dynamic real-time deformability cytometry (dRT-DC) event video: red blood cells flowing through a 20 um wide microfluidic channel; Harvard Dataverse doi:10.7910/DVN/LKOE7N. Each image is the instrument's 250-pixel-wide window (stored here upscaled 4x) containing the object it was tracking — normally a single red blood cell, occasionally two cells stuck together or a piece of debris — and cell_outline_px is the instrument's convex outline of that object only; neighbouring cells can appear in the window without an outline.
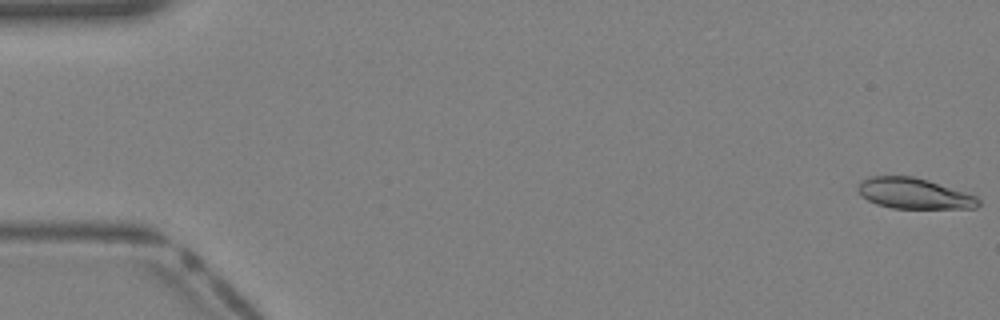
{"species": "Egyptian fruit bat (a non-hibernating species)", "species_latin": "Rousettus aegyptiacus", "temperature_condition": "warm", "stored_images_in_passage": 40, "camera_frame_rate_fps": 3000, "um_per_image_px": 0.085, "animal": {"sex": "female"}, "frame": {"image": 1, "passage_image": 1, "time_ms": 0.0, "image_size_px": [1000, 320], "cell_outline_px": [[980, 204], [976, 208], [892, 208], [876, 204], [868, 200], [856, 188], [868, 176], [912, 176], [928, 180], [976, 196], [980, 200]], "centroid_in_image_um": [77.7, 16.45], "position_along_channel_um": 7.3, "area_um2": 21.27}}
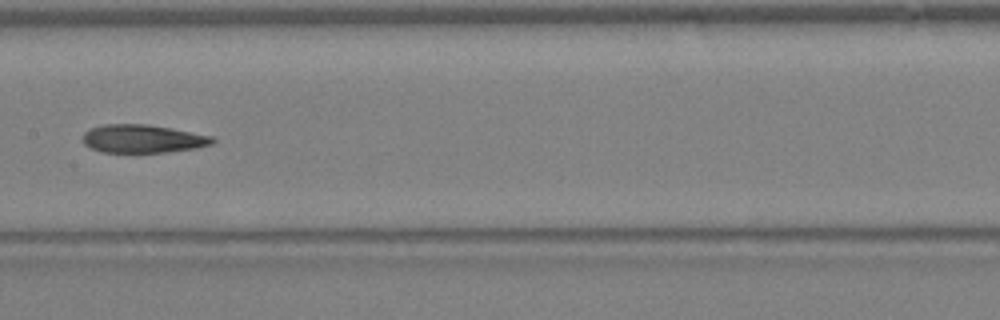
{"frame": {"image": 2, "passage_image": 21, "time_ms": 6.667, "image_size_px": [1000, 320], "cell_outline_px": [[216, 140], [212, 144], [196, 148], [164, 152], [100, 152], [84, 144], [84, 132], [88, 128], [104, 124], [148, 124], [172, 128], [212, 136]], "centroid_in_image_um": [12.13, 11.78], "position_along_channel_um": 195.3, "area_um2": 21.33}}
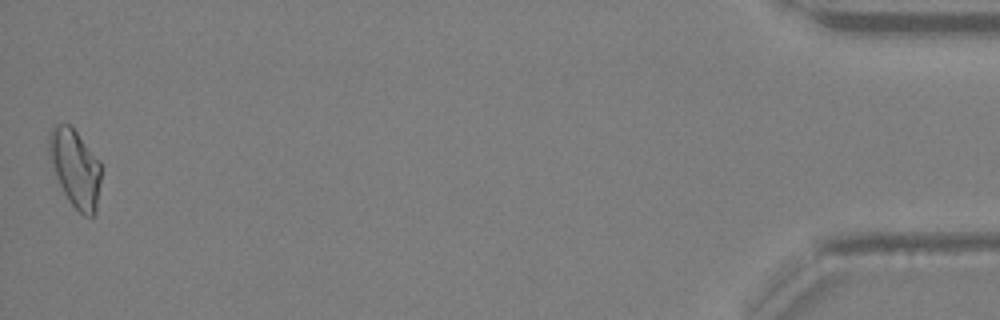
{"frame": {"image": 3, "passage_image": 40, "time_ms": 13.0, "image_size_px": [1000, 320], "cell_outline_px": [[100, 180], [96, 212], [92, 216], [84, 216], [68, 200], [56, 176], [48, 152], [48, 132], [56, 124], [68, 124], [76, 132], [100, 160]], "centroid_in_image_um": [6.38, 14.28], "position_along_channel_um": 428.8, "area_um2": 23.29}}